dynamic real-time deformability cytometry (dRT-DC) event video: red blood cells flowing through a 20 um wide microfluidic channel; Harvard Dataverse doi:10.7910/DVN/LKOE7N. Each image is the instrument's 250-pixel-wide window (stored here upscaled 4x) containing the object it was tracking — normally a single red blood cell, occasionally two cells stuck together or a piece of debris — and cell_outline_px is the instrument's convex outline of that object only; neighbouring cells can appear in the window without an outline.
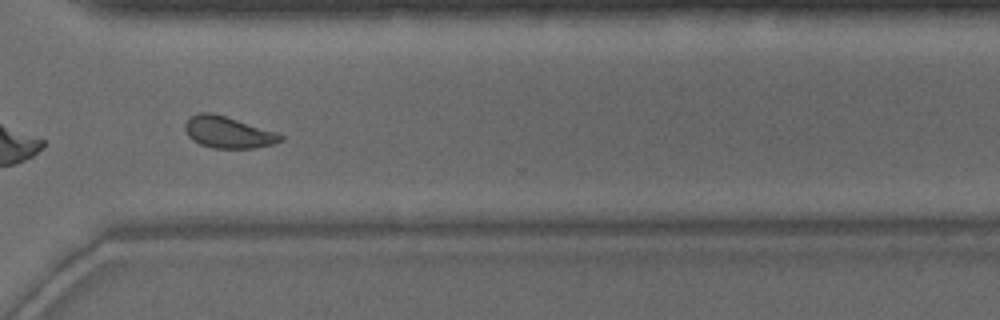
{"species": "common noctule bat (a hibernating species)", "species_latin": "Nyctalus noctula", "temperature_condition": "warm", "stored_images_in_passage": 51, "camera_frame_rate_fps": 3000, "um_per_image_px": 0.085, "animal": {"sex": "male", "body_mass_g": 15.6}, "frame": {"image": 1, "passage_image": 37, "time_ms": 12.0, "image_size_px": [1000, 320], "cell_outline_px": [[284, 140], [272, 144], [256, 148], [212, 148], [200, 144], [192, 140], [188, 136], [184, 128], [184, 124], [192, 116], [200, 112], [212, 112], [276, 132], [284, 136]], "centroid_in_image_um": [19.38, 11.25], "position_along_channel_um": 351.2, "area_um2": 17.51}, "authors_computed_cell_mechanics": {"area_um2": 18.0336, "velocity_mm_per_s": 3.9297, "shape_relaxation_time_tau1_ms": 3.354, "shape_relaxation_time_tau2_ms": 1.1345, "deformation_change_tau1": 0.1114, "deformation_change_tau2": 0.0591}}